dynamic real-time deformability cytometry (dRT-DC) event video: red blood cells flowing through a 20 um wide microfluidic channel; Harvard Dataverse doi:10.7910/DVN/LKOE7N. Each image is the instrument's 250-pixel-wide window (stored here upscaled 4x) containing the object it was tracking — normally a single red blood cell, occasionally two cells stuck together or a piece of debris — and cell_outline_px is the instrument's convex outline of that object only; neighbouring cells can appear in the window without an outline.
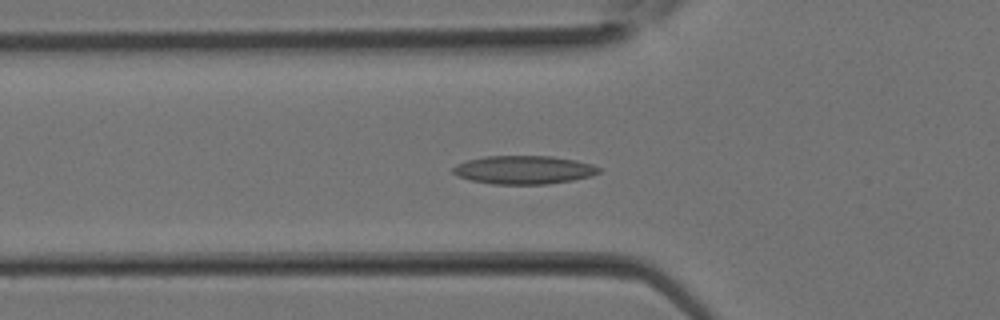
{"species": "Egyptian fruit bat (a non-hibernating species)", "species_latin": "Rousettus aegyptiacus", "temperature_condition": "room temperature", "stored_images_in_passage": 29, "camera_frame_rate_fps": 3000, "um_per_image_px": 0.085, "animal": {"sex": "female"}, "frame": {"image": 1, "passage_image": 9, "time_ms": 2.667, "image_size_px": [1000, 320], "cell_outline_px": [[600, 172], [592, 176], [572, 180], [548, 184], [492, 184], [472, 180], [456, 176], [452, 172], [452, 168], [456, 164], [468, 160], [484, 156], [552, 156], [576, 160], [592, 164], [600, 168]], "centroid_in_image_um": [44.52, 14.43], "position_along_channel_um": 81.3, "area_um2": 24.22}}
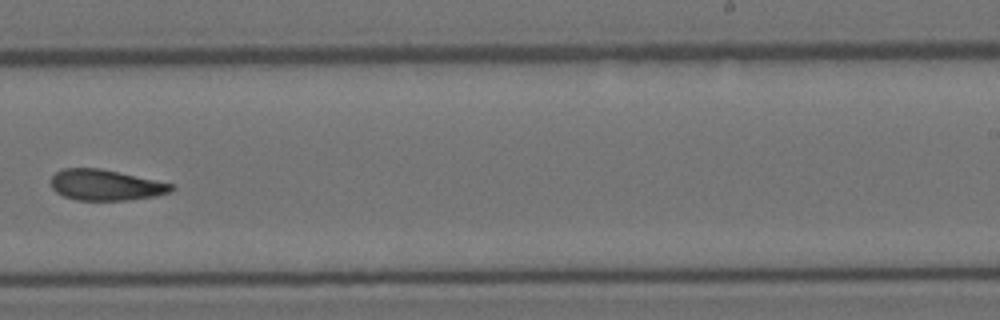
{"frame": {"image": 2, "passage_image": 18, "time_ms": 5.667, "image_size_px": [1000, 320], "cell_outline_px": [[176, 188], [172, 192], [156, 196], [128, 200], [76, 200], [64, 196], [56, 192], [52, 188], [52, 176], [56, 172], [64, 168], [100, 168], [176, 184]], "centroid_in_image_um": [9.04, 15.73], "position_along_channel_um": 280.0, "area_um2": 21.79}}
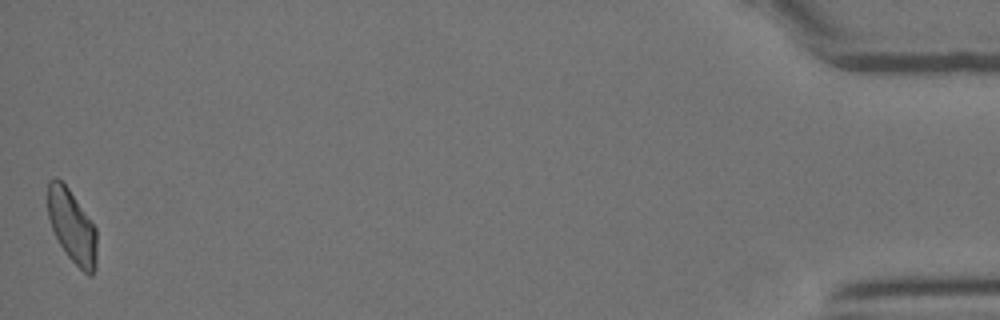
{"frame": {"image": 3, "passage_image": 29, "time_ms": 9.333, "image_size_px": [1000, 320], "cell_outline_px": [[96, 268], [92, 276], [88, 276], [68, 256], [60, 244], [52, 228], [48, 216], [48, 180], [56, 176], [68, 188], [96, 228]], "centroid_in_image_um": [6.12, 19.24], "position_along_channel_um": 429.1, "area_um2": 20.63}}